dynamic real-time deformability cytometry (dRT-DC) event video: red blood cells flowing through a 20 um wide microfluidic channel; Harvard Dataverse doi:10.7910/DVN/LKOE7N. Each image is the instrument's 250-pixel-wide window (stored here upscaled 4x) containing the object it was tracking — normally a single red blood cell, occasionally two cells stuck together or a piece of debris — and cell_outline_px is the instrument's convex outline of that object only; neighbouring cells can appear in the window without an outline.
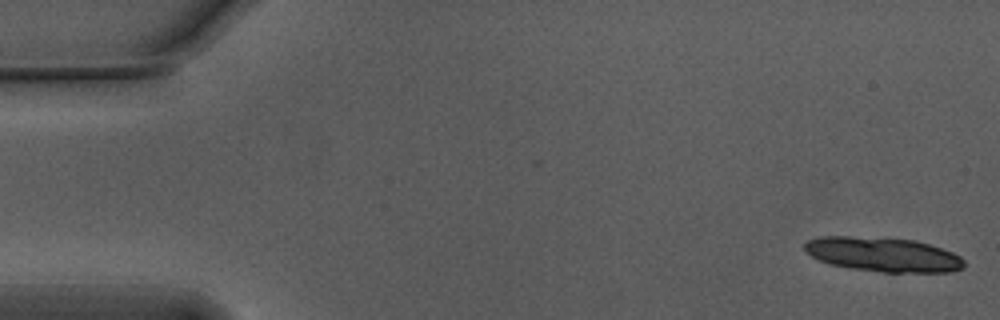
{"species": "Egyptian fruit bat (a non-hibernating species)", "species_latin": "Rousettus aegyptiacus", "temperature_condition": "warm", "stored_images_in_passage": 15, "camera_frame_rate_fps": 3000, "um_per_image_px": 0.085, "animal": {"sex": "male"}, "frame": {"image": 1, "passage_image": 1, "time_ms": 0.0, "image_size_px": [1000, 320], "cell_outline_px": [[964, 268], [952, 272], [880, 272], [852, 268], [832, 264], [820, 260], [812, 256], [804, 248], [804, 244], [808, 240], [820, 236], [848, 236], [916, 240], [952, 252], [960, 256], [964, 260]], "centroid_in_image_um": [75.09, 21.63], "position_along_channel_um": 9.9, "area_um2": 31.73}}